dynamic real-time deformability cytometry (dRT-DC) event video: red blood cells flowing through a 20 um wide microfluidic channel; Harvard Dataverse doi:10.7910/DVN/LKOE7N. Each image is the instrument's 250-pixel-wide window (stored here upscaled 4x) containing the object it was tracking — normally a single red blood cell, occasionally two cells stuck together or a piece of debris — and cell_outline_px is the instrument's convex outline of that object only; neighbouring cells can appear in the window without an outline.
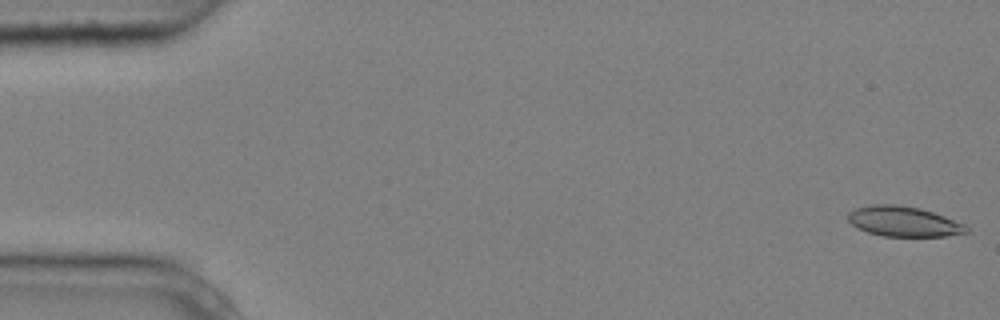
{"species": "common noctule bat (a hibernating species)", "species_latin": "Nyctalus noctula", "temperature_condition": "cold", "stored_images_in_passage": 4, "camera_frame_rate_fps": 3000, "um_per_image_px": 0.085, "animal": {"sex": "male", "body_mass_g": 20.4}, "frame": {"image": 1, "passage_image": 1, "time_ms": 0.0, "image_size_px": [1000, 320], "cell_outline_px": [[968, 232], [944, 236], [884, 236], [868, 232], [852, 224], [848, 220], [848, 212], [856, 208], [872, 204], [896, 204], [920, 208], [944, 216], [964, 224], [968, 228]], "centroid_in_image_um": [76.8, 18.81], "position_along_channel_um": 8.2, "area_um2": 20.58}}
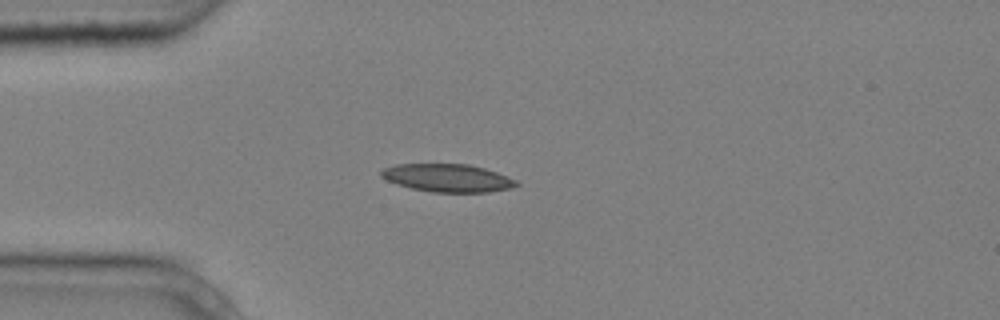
{"frame": {"image": 2, "passage_image": 4, "time_ms": 1.0, "image_size_px": [1000, 320], "cell_outline_px": [[520, 184], [512, 188], [488, 192], [432, 192], [412, 188], [396, 184], [380, 176], [380, 172], [384, 168], [396, 164], [468, 164], [484, 168], [496, 172], [516, 180]], "centroid_in_image_um": [38.05, 15.12], "position_along_channel_um": 47.0, "area_um2": 21.91}}